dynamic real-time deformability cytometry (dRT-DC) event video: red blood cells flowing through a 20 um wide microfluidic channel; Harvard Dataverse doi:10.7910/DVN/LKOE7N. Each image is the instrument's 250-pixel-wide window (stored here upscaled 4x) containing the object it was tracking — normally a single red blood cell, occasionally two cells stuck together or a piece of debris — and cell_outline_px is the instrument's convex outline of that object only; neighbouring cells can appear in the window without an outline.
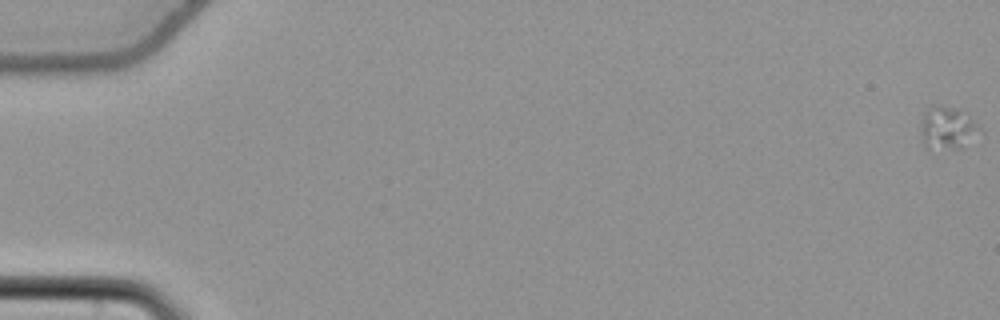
{"species": "common noctule bat (a hibernating species)", "species_latin": "Nyctalus noctula", "temperature_condition": "cold", "stored_images_in_passage": 58, "camera_frame_rate_fps": 3000, "um_per_image_px": 0.085, "animal": {"sex": "female", "body_mass_g": 22.7, "forearm_length_mm": 54.2}, "frame": {"image": 1, "passage_image": 1, "time_ms": 0.0, "image_size_px": [1000, 320], "cell_outline_px": [[984, 132], [960, 148], [928, 148], [924, 144], [920, 132], [920, 124], [924, 112], [932, 104], [940, 104], [956, 108], [980, 124]], "centroid_in_image_um": [80.56, 10.85], "position_along_channel_um": 4.4, "area_um2": 14.97}}
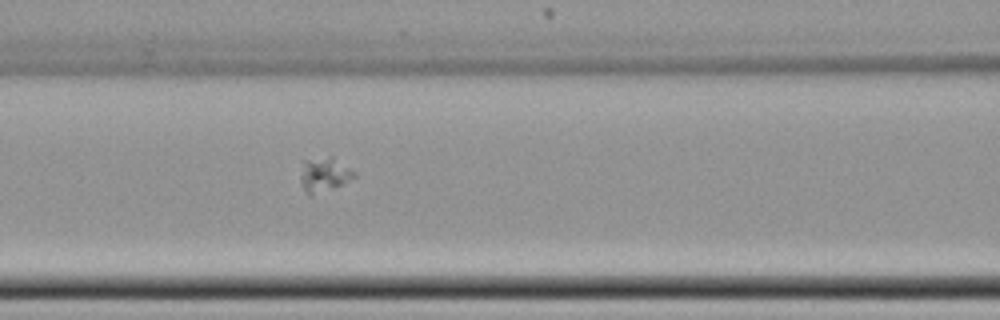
{"frame": {"image": 2, "passage_image": 27, "time_ms": 8.667, "image_size_px": [1000, 320], "cell_outline_px": [[356, 176], [340, 184], [312, 196], [308, 196], [300, 180], [300, 176], [304, 160], [332, 156], [356, 172]], "centroid_in_image_um": [27.54, 14.83], "position_along_channel_um": 139.1, "area_um2": 10.52}}
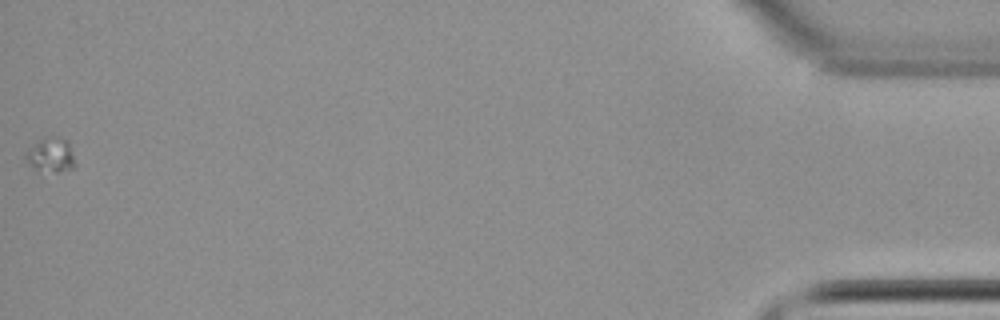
{"frame": {"image": 3, "passage_image": 58, "time_ms": 19.0, "image_size_px": [1000, 320], "cell_outline_px": [[76, 164], [72, 168], [56, 172], [36, 172], [24, 156], [28, 148], [44, 136], [56, 136], [68, 140]], "centroid_in_image_um": [4.3, 13.17], "position_along_channel_um": 430.9, "area_um2": 10.17}}